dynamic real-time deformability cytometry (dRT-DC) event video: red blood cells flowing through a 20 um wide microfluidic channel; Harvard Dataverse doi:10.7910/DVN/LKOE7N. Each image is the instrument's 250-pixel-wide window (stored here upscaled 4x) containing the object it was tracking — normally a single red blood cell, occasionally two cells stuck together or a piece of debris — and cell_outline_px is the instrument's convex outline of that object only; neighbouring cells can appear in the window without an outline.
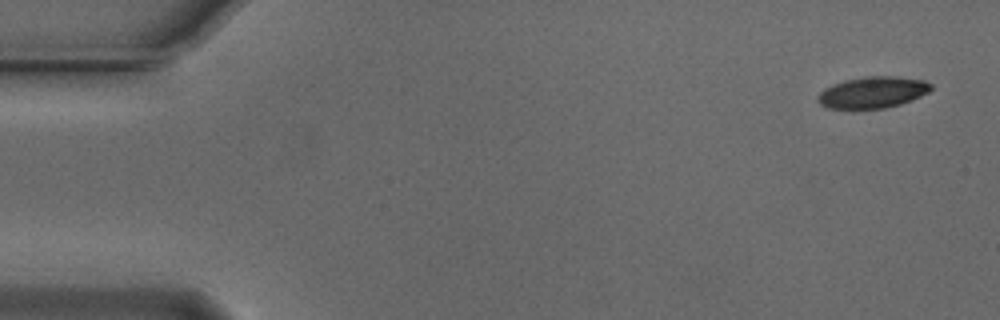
{"species": "Egyptian fruit bat (a non-hibernating species)", "species_latin": "Rousettus aegyptiacus", "temperature_condition": "cold", "stored_images_in_passage": 49, "camera_frame_rate_fps": 3000, "um_per_image_px": 0.085, "animal": {"sex": "male"}, "frame": {"image": 1, "passage_image": 1, "time_ms": 0.0, "image_size_px": [1000, 320], "cell_outline_px": [[932, 88], [928, 92], [912, 100], [900, 104], [884, 108], [828, 108], [820, 104], [816, 100], [816, 96], [824, 88], [832, 84], [844, 80], [868, 76], [896, 76], [924, 80], [932, 84]], "centroid_in_image_um": [74.16, 7.84], "position_along_channel_um": 10.8, "area_um2": 20.75}}
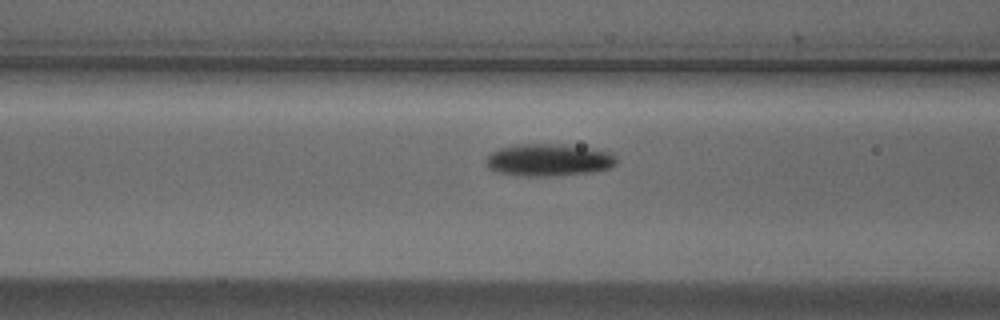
{"frame": {"image": 2, "passage_image": 20, "time_ms": 6.333, "image_size_px": [1000, 320], "cell_outline_px": [[616, 164], [608, 168], [592, 172], [552, 176], [524, 176], [500, 172], [488, 168], [484, 160], [492, 152], [500, 148], [516, 144], [564, 144], [612, 152], [616, 156]], "centroid_in_image_um": [46.64, 13.59], "position_along_channel_um": 120.0, "area_um2": 24.51}}
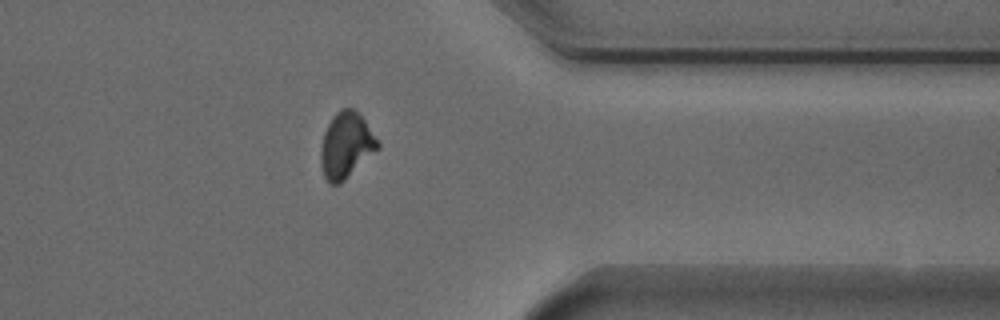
{"frame": {"image": 3, "passage_image": 42, "time_ms": 13.667, "image_size_px": [1000, 320], "cell_outline_px": [[380, 148], [340, 184], [332, 184], [324, 176], [320, 164], [320, 148], [324, 132], [328, 124], [336, 112], [340, 108], [352, 108], [364, 120], [380, 144]], "centroid_in_image_um": [29.4, 12.36], "position_along_channel_um": 382.0, "area_um2": 21.68}}